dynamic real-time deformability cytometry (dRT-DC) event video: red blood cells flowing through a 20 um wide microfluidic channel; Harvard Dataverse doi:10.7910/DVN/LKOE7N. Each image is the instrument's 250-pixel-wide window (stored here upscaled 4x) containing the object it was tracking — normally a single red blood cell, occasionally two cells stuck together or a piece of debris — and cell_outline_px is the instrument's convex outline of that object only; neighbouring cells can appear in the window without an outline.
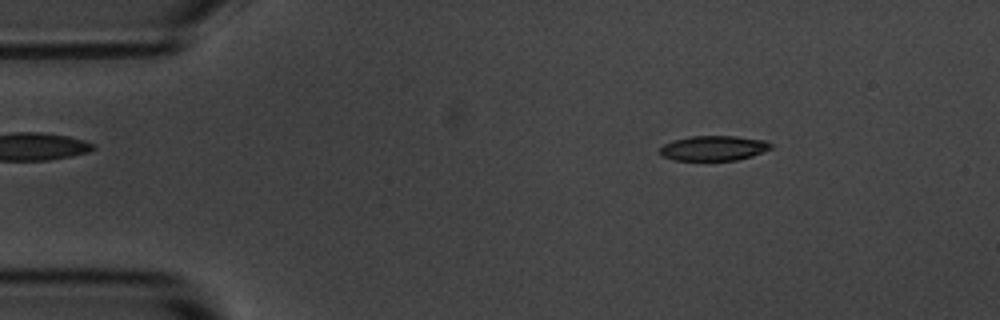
{"species": "common noctule bat (a hibernating species)", "species_latin": "Nyctalus noctula", "temperature_condition": "room temperature", "stored_images_in_passage": 4, "camera_frame_rate_fps": 3000, "um_per_image_px": 0.085, "animal": {"sex": "male", "body_mass_g": 20.1, "forearm_length_mm": 53.5}, "frame": {"image": 1, "passage_image": 2, "time_ms": 1.0, "image_size_px": [1000, 320], "cell_outline_px": [[772, 148], [752, 156], [736, 160], [676, 160], [660, 156], [660, 148], [664, 144], [672, 140], [692, 136], [736, 136], [764, 140], [772, 144]], "centroid_in_image_um": [60.64, 12.59], "position_along_channel_um": 24.4, "area_um2": 16.13}}